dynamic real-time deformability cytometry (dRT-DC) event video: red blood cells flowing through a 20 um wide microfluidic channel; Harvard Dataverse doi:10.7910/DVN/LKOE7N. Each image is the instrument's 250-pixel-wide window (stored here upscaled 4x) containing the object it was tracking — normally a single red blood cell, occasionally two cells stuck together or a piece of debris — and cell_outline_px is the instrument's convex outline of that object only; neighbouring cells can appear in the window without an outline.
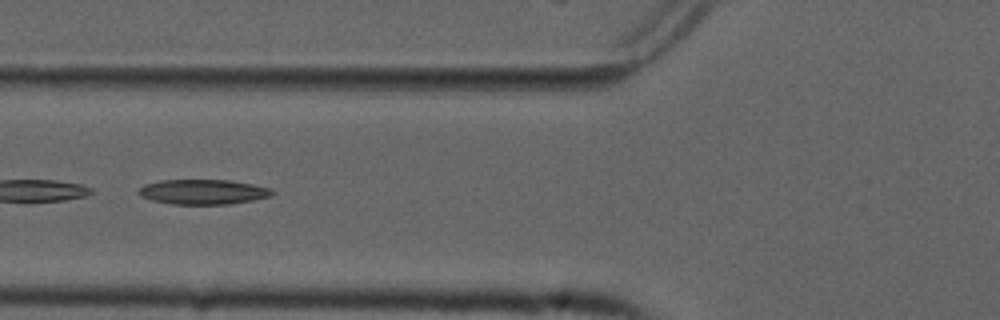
{"species": "common noctule bat (a hibernating species)", "species_latin": "Nyctalus noctula", "temperature_condition": "cold", "stored_images_in_passage": 10, "camera_frame_rate_fps": 3000, "um_per_image_px": 0.085, "animal": {"sex": "male", "forearm_length_mm": 52.5}, "frame": {"image": 1, "passage_image": 5, "time_ms": 1.333, "image_size_px": [1000, 320], "cell_outline_px": [[276, 192], [272, 196], [252, 200], [228, 204], [172, 204], [152, 200], [140, 196], [140, 188], [144, 184], [160, 180], [228, 180], [252, 184], [268, 188]], "centroid_in_image_um": [17.27, 16.31], "position_along_channel_um": 108.5, "area_um2": 19.25}}
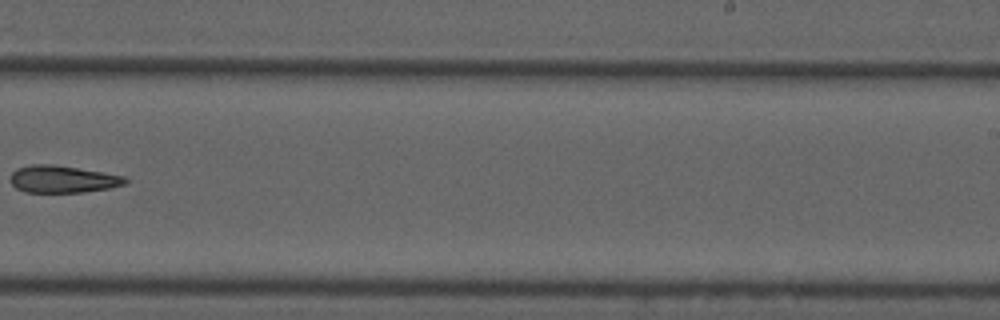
{"frame": {"image": 2, "passage_image": 9, "time_ms": 2.667, "image_size_px": [1000, 320], "cell_outline_px": [[128, 180], [124, 184], [108, 188], [84, 192], [24, 192], [16, 188], [12, 184], [12, 172], [16, 168], [32, 164], [52, 164], [124, 176]], "centroid_in_image_um": [5.29, 15.23], "position_along_channel_um": 283.7, "area_um2": 17.92}}
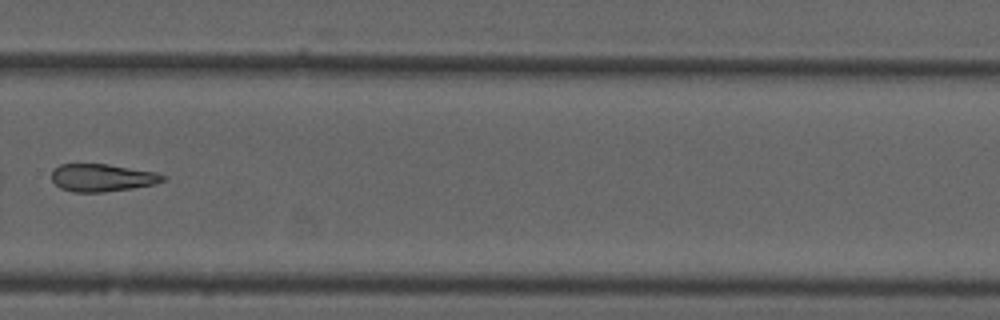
{"frame": {"image": 3, "passage_image": 10, "time_ms": 3.0, "image_size_px": [1000, 320], "cell_outline_px": [[168, 176], [164, 180], [156, 184], [132, 188], [104, 192], [72, 192], [60, 188], [52, 180], [52, 168], [60, 164], [108, 164], [156, 172]], "centroid_in_image_um": [8.69, 15.1], "position_along_channel_um": 321.1, "area_um2": 18.03}}